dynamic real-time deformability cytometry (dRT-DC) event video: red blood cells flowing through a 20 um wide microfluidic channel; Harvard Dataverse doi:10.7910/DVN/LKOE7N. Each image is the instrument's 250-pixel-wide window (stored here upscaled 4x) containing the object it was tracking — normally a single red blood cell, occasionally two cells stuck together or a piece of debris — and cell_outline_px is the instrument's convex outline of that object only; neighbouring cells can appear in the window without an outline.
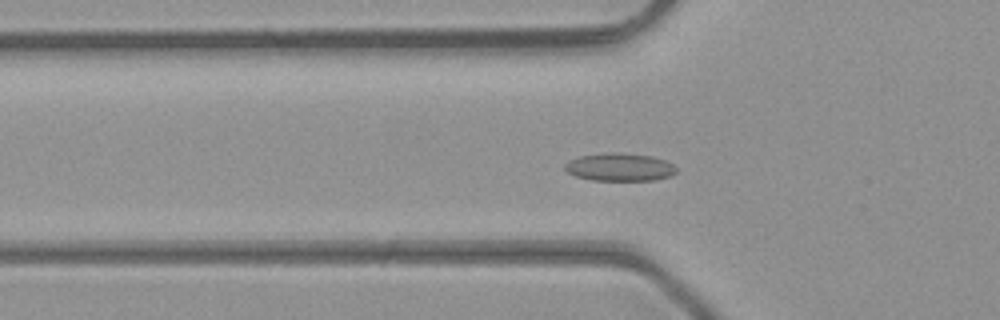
{"species": "common noctule bat (a hibernating species)", "species_latin": "Nyctalus noctula", "temperature_condition": "room temperature", "stored_images_in_passage": 47, "camera_frame_rate_fps": 3000, "um_per_image_px": 0.085, "animal": {"sex": "male", "body_mass_g": 23.1, "forearm_length_mm": 52.7}, "frame": {"image": 1, "passage_image": 16, "time_ms": 5.0, "image_size_px": [1000, 320], "cell_outline_px": [[676, 172], [672, 176], [656, 180], [592, 180], [576, 176], [568, 172], [564, 168], [564, 164], [568, 160], [580, 156], [612, 152], [620, 152], [652, 156], [664, 160], [672, 164], [676, 168]], "centroid_in_image_um": [52.68, 14.2], "position_along_channel_um": 73.1, "area_um2": 18.15}}
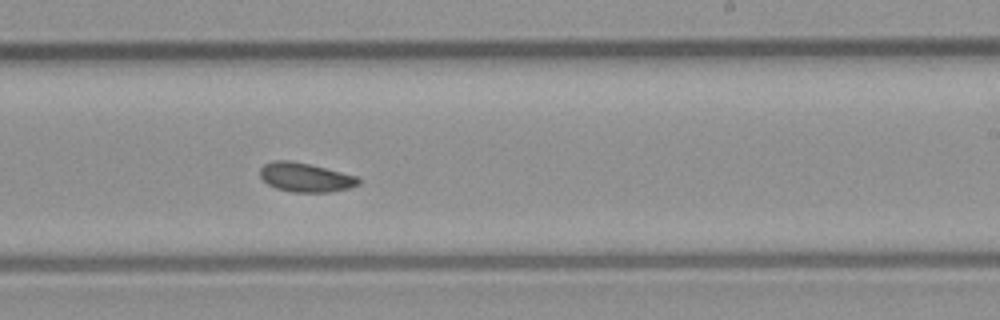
{"frame": {"image": 2, "passage_image": 29, "time_ms": 9.333, "image_size_px": [1000, 320], "cell_outline_px": [[360, 184], [348, 188], [328, 192], [292, 192], [276, 188], [268, 184], [260, 176], [260, 168], [264, 164], [272, 160], [288, 160], [308, 164], [356, 176], [360, 180]], "centroid_in_image_um": [25.93, 15.07], "position_along_channel_um": 263.1, "area_um2": 16.47}}
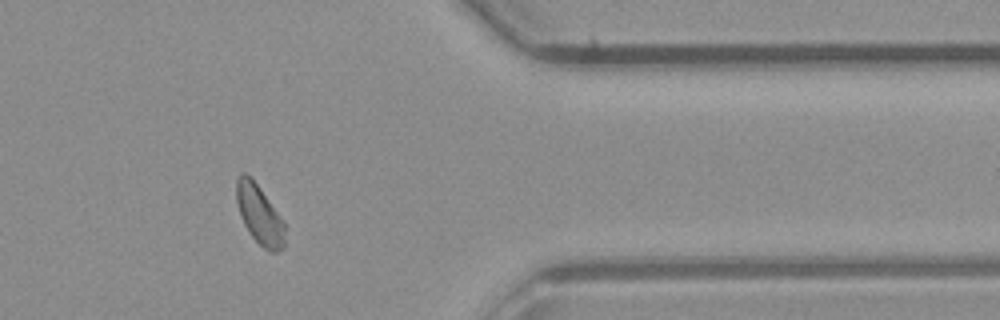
{"frame": {"image": 3, "passage_image": 39, "time_ms": 12.667, "image_size_px": [1000, 320], "cell_outline_px": [[284, 248], [276, 252], [272, 252], [264, 248], [248, 232], [240, 216], [236, 200], [236, 176], [240, 172], [244, 172], [260, 188], [284, 224]], "centroid_in_image_um": [22.01, 18.24], "position_along_channel_um": 389.4, "area_um2": 16.36}, "authors_computed_cell_mechanics": {"area_um2": 16.8198, "velocity_mm_per_s": 4.3642, "shape_relaxation_time_tau1_ms": 8.3843, "shape_relaxation_time_tau2_ms": 4.737, "deformation_change_tau1": 0.1092, "deformation_change_tau2": 0.0925}}